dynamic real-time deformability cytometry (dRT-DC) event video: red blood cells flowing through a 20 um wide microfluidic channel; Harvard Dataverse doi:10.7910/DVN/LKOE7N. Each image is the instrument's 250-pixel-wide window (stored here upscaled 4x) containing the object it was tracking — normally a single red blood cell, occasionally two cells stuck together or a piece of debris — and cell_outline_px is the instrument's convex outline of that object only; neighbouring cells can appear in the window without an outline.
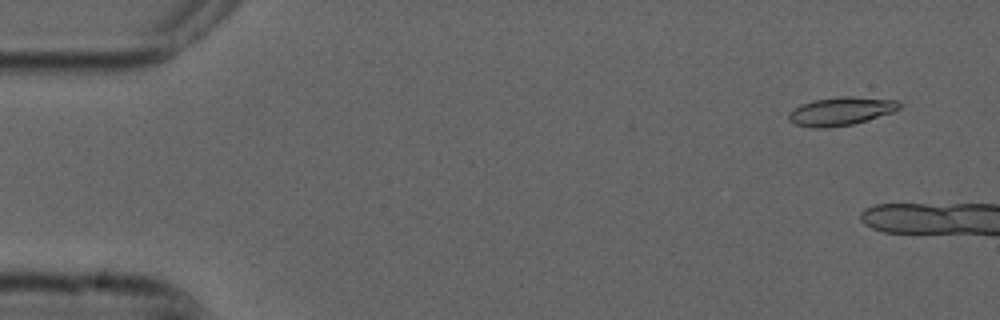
{"species": "common noctule bat (a hibernating species)", "species_latin": "Nyctalus noctula", "temperature_condition": "cold", "stored_images_in_passage": 10, "camera_frame_rate_fps": 3000, "um_per_image_px": 0.085, "animal": {"sex": "male", "forearm_length_mm": 52.5}, "frame": {"image": 1, "passage_image": 4, "time_ms": 1.0, "image_size_px": [1000, 320], "cell_outline_px": [[904, 104], [900, 108], [892, 112], [868, 120], [852, 124], [824, 128], [812, 128], [796, 124], [788, 120], [788, 112], [792, 108], [800, 104], [812, 100], [840, 96], [852, 96], [900, 100]], "centroid_in_image_um": [71.48, 9.44], "position_along_channel_um": 13.5, "area_um2": 18.61}}